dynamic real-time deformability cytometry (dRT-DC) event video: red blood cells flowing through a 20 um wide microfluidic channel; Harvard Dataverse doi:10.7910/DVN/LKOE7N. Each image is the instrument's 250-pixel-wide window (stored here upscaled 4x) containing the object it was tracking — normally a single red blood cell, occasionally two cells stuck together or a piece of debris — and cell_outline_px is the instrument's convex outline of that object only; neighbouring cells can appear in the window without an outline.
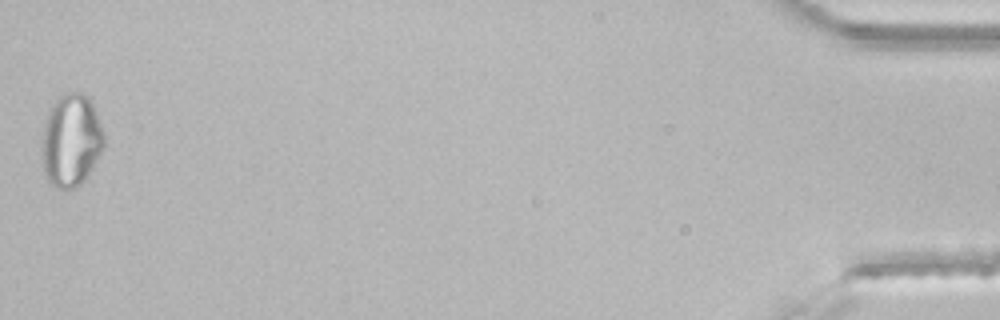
{"species": "common noctule bat (a hibernating species)", "species_latin": "Nyctalus noctula", "temperature_condition": "room temperature", "stored_images_in_passage": 46, "segment_of_instrument_passage": [2, 2], "camera_frame_rate_fps": 3000, "um_per_image_px": 0.085, "animal": {"sex": "male", "body_mass_g": 21.5, "forearm_length_mm": 52.0}, "frame": {"image": 1, "passage_image": 46, "time_ms": 15.0, "image_size_px": [1000, 320], "cell_outline_px": [[104, 148], [84, 180], [76, 188], [68, 192], [64, 192], [56, 188], [48, 180], [44, 172], [44, 124], [48, 112], [56, 96], [64, 92], [80, 92], [92, 104], [100, 124], [104, 136]], "centroid_in_image_um": [6.05, 11.96], "position_along_channel_um": 429.2, "area_um2": 33.23}}